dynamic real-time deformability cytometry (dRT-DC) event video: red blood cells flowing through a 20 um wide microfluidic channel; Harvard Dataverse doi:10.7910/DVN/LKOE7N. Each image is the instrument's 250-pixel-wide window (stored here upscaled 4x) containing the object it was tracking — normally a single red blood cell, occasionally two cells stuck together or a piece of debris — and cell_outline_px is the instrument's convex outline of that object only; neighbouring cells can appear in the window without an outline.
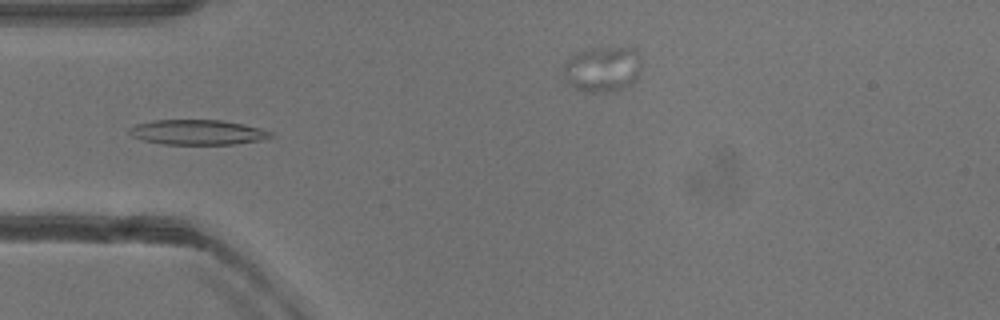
{"species": "common noctule bat (a hibernating species)", "species_latin": "Nyctalus noctula", "temperature_condition": "warm", "stored_images_in_passage": 52, "camera_frame_rate_fps": 3000, "um_per_image_px": 0.085, "animal": {"sex": "female"}, "frame": {"image": 1, "passage_image": 16, "time_ms": 5.0, "image_size_px": [1000, 320], "cell_outline_px": [[276, 136], [264, 140], [236, 144], [164, 144], [144, 140], [132, 136], [128, 132], [128, 128], [136, 124], [152, 120], [220, 120], [244, 124], [260, 128], [272, 132]], "centroid_in_image_um": [16.84, 11.24], "position_along_channel_um": 68.2, "area_um2": 20.75}}
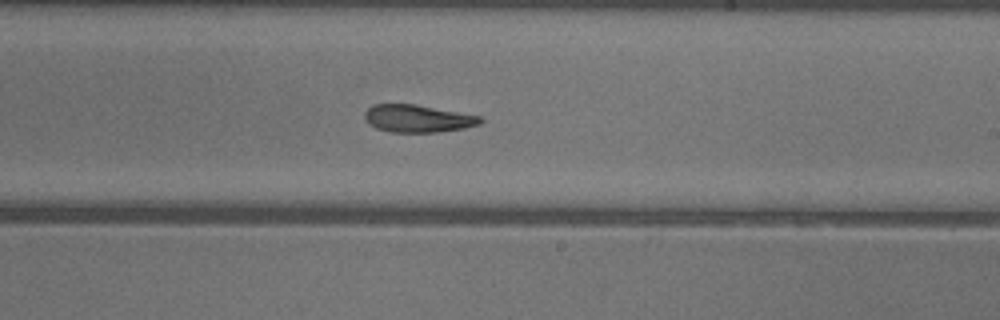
{"frame": {"image": 2, "passage_image": 30, "time_ms": 9.667, "image_size_px": [1000, 320], "cell_outline_px": [[484, 120], [480, 124], [464, 128], [440, 132], [392, 132], [376, 128], [368, 124], [364, 116], [364, 112], [372, 104], [412, 104], [480, 116]], "centroid_in_image_um": [35.48, 10.08], "position_along_channel_um": 253.5, "area_um2": 18.44}}
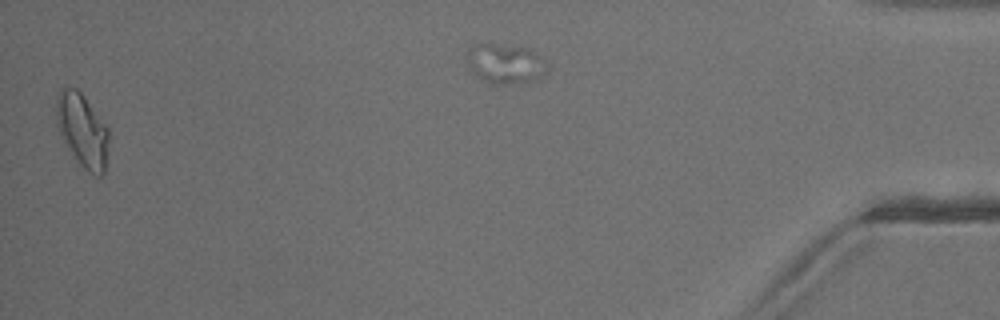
{"frame": {"image": 3, "passage_image": 51, "time_ms": 16.667, "image_size_px": [1000, 320], "cell_outline_px": [[108, 140], [104, 172], [100, 176], [96, 176], [84, 168], [72, 156], [56, 124], [56, 100], [60, 88], [76, 88], [84, 96], [108, 128]], "centroid_in_image_um": [6.98, 11.06], "position_along_channel_um": 428.2, "area_um2": 22.14}, "authors_computed_cell_mechanics": {"area_um2": 19.6809, "velocity_mm_per_s": 3.9625, "shape_relaxation_time_tau1_ms": 4.8737, "shape_relaxation_time_tau2_ms": 5.2847, "deformation_change_tau1": 0.1529, "deformation_change_tau2": 0.1218}}